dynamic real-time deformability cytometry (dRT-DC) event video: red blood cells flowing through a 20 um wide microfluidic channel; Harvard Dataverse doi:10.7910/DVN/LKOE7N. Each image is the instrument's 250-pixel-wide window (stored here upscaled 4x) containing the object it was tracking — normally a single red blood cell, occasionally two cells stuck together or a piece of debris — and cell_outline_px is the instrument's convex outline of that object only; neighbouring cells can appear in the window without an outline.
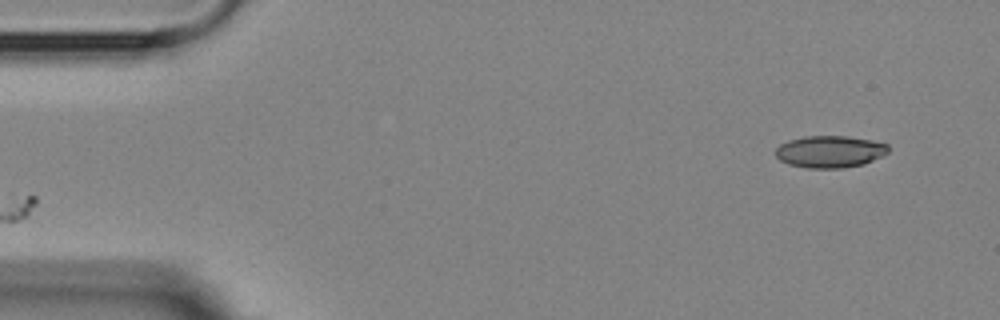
{"species": "Egyptian fruit bat (a non-hibernating species)", "species_latin": "Rousettus aegyptiacus", "temperature_condition": "room temperature", "stored_images_in_passage": 6, "camera_frame_rate_fps": 3000, "um_per_image_px": 0.085, "animal": {"sex": "female"}, "frame": {"image": 1, "passage_image": 6, "time_ms": 6.0, "image_size_px": [1000, 320], "cell_outline_px": [[888, 152], [864, 164], [844, 168], [808, 168], [788, 164], [780, 160], [776, 156], [776, 148], [780, 144], [788, 140], [804, 136], [848, 136], [872, 140], [888, 144]], "centroid_in_image_um": [70.53, 12.88], "position_along_channel_um": 14.5, "area_um2": 21.04}}